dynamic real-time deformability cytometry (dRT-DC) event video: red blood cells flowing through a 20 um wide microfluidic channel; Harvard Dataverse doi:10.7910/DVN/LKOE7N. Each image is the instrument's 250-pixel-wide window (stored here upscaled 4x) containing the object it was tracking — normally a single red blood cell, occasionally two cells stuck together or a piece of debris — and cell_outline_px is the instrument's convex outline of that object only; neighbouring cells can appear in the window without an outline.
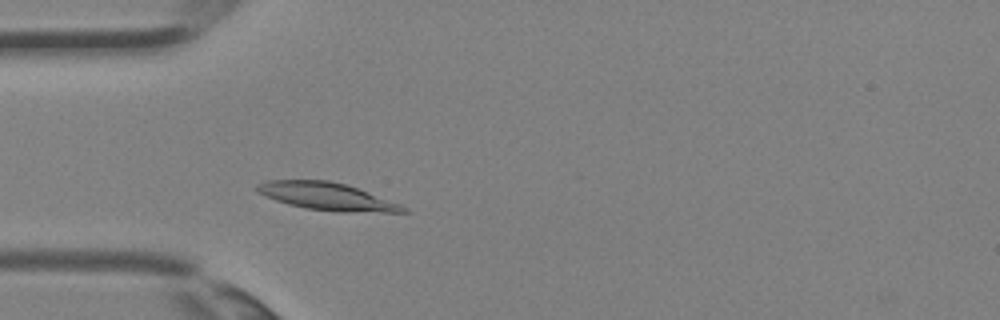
{"species": "Egyptian fruit bat (a non-hibernating species)", "species_latin": "Rousettus aegyptiacus", "temperature_condition": "room temperature", "stored_images_in_passage": 4, "camera_frame_rate_fps": 3000, "um_per_image_px": 0.085, "animal": {"sex": "female"}, "frame": {"image": 1, "passage_image": 4, "time_ms": 1.0, "image_size_px": [1000, 320], "cell_outline_px": [[408, 212], [336, 212], [304, 208], [288, 204], [276, 200], [256, 192], [256, 184], [268, 180], [328, 180], [344, 184], [356, 188], [400, 204], [408, 208]], "centroid_in_image_um": [27.75, 16.7], "position_along_channel_um": 57.2, "area_um2": 23.29}}